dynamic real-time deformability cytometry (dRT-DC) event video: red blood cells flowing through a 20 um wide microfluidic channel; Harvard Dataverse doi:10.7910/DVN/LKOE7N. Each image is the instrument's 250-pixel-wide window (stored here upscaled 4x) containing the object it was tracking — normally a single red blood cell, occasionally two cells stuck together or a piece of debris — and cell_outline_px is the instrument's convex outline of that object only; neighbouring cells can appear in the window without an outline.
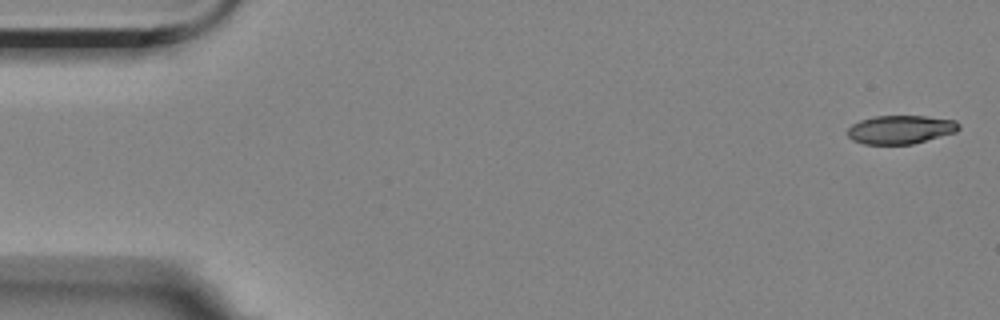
{"species": "Egyptian fruit bat (a non-hibernating species)", "species_latin": "Rousettus aegyptiacus", "temperature_condition": "room temperature", "stored_images_in_passage": 3, "camera_frame_rate_fps": 3000, "um_per_image_px": 0.085, "animal": {"sex": "female"}, "frame": {"image": 1, "passage_image": 3, "time_ms": 2.333, "image_size_px": [1000, 320], "cell_outline_px": [[960, 128], [956, 132], [912, 144], [864, 144], [852, 140], [848, 136], [848, 128], [852, 124], [860, 120], [872, 116], [928, 116], [956, 120], [960, 124]], "centroid_in_image_um": [76.55, 11.0], "position_along_channel_um": 8.4, "area_um2": 18.61}}